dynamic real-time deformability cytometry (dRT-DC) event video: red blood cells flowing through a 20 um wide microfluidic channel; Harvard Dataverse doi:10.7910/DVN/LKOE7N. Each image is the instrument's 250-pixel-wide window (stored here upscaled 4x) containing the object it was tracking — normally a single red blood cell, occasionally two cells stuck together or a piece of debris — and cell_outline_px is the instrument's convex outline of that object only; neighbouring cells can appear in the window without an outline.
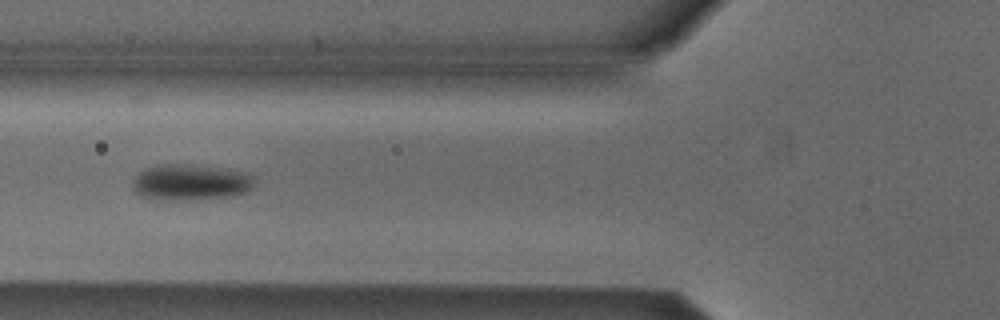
{"species": "Egyptian fruit bat (a non-hibernating species)", "species_latin": "Rousettus aegyptiacus", "temperature_condition": "cold", "stored_images_in_passage": 39, "camera_frame_rate_fps": 3000, "um_per_image_px": 0.085, "animal": {"sex": "male"}, "frame": {"image": 1, "passage_image": 13, "time_ms": 4.0, "image_size_px": [1000, 320], "cell_outline_px": [[252, 188], [248, 192], [232, 196], [172, 200], [156, 200], [140, 196], [132, 188], [132, 180], [144, 168], [156, 164], [192, 164], [244, 172], [252, 176]], "centroid_in_image_um": [16.12, 15.49], "position_along_channel_um": 109.7, "area_um2": 25.55}}
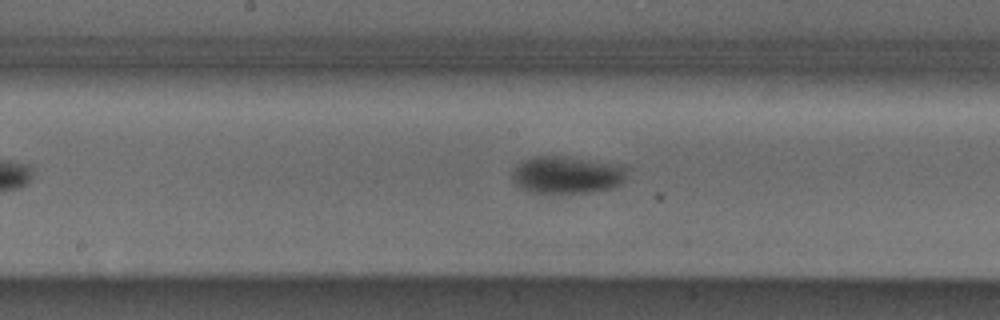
{"frame": {"image": 2, "passage_image": 20, "time_ms": 6.333, "image_size_px": [1000, 320], "cell_outline_px": [[628, 168], [624, 180], [620, 184], [612, 188], [588, 192], [532, 192], [520, 188], [512, 180], [512, 168], [516, 164], [532, 156], [556, 156], [612, 164]], "centroid_in_image_um": [48.12, 14.87], "position_along_channel_um": 200.1, "area_um2": 24.51}}
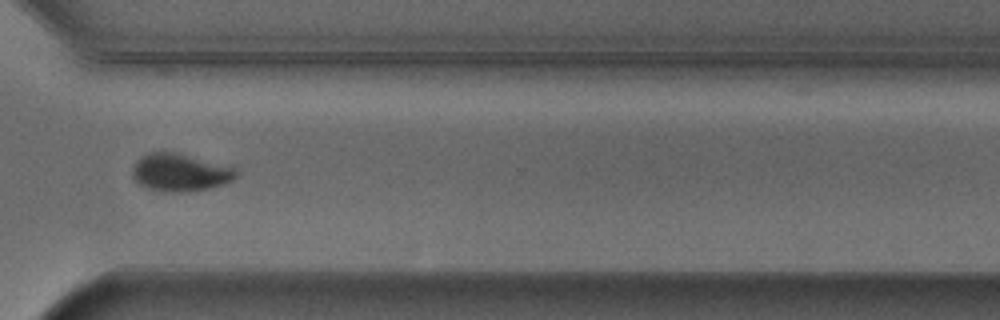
{"frame": {"image": 3, "passage_image": 32, "time_ms": 10.333, "image_size_px": [1000, 320], "cell_outline_px": [[236, 176], [232, 180], [224, 184], [208, 188], [188, 192], [164, 192], [148, 188], [140, 184], [132, 176], [132, 168], [136, 160], [140, 156], [148, 152], [176, 152], [232, 164], [236, 168]], "centroid_in_image_um": [15.35, 14.63], "position_along_channel_um": 355.3, "area_um2": 23.35}, "authors_computed_cell_mechanics": {"area_um2": 24.5072, "velocity_mm_per_s": 3.8758, "shape_relaxation_time_tau1_ms": 3.4865, "shape_relaxation_time_tau2_ms": null, "deformation_change_tau1": 0.1078, "deformation_change_tau2": null}}